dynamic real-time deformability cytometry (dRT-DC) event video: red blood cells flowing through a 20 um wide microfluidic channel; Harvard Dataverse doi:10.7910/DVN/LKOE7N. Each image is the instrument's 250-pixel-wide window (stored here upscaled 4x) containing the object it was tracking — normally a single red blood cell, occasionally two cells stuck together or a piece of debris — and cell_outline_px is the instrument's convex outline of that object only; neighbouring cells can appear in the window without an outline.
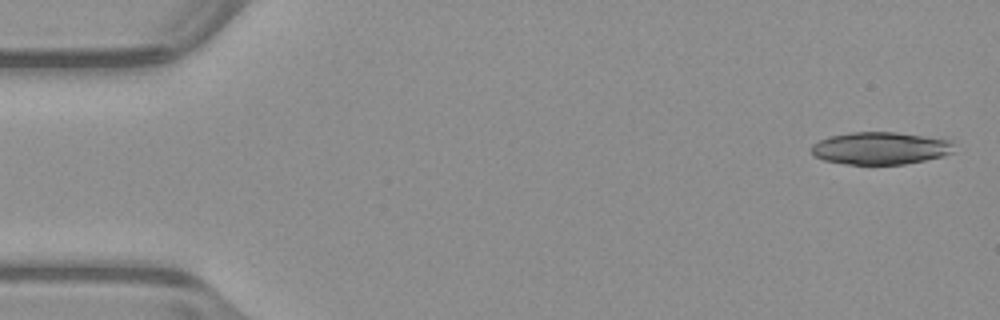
{"species": "common noctule bat (a hibernating species)", "species_latin": "Nyctalus noctula", "temperature_condition": "warm", "stored_images_in_passage": 50, "camera_frame_rate_fps": 3000, "um_per_image_px": 0.085, "animal": {"sex": "male", "body_mass_g": 23.1, "forearm_length_mm": 52.7}, "frame": {"image": 1, "passage_image": 1, "time_ms": 0.0, "image_size_px": [1000, 320], "cell_outline_px": [[952, 152], [944, 156], [904, 164], [848, 164], [824, 160], [812, 156], [812, 144], [828, 136], [848, 132], [896, 132], [952, 140]], "centroid_in_image_um": [74.8, 12.59], "position_along_channel_um": 10.2, "area_um2": 26.93}}
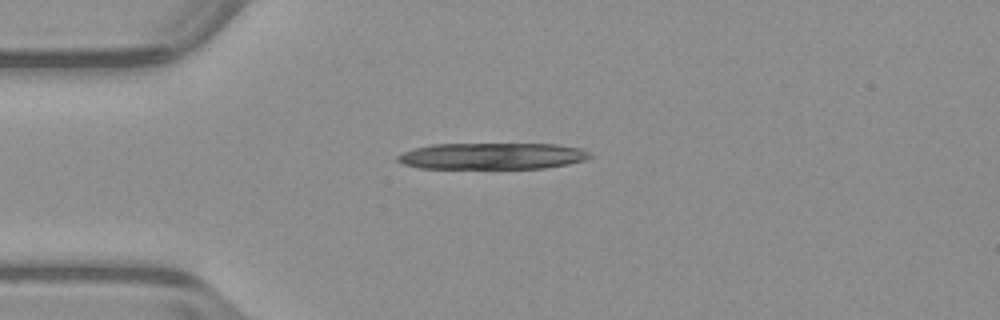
{"frame": {"image": 2, "passage_image": 12, "time_ms": 3.667, "image_size_px": [1000, 320], "cell_outline_px": [[592, 156], [588, 160], [548, 168], [420, 168], [404, 164], [396, 160], [396, 156], [412, 148], [432, 144], [560, 144], [580, 148], [592, 152]], "centroid_in_image_um": [41.89, 13.26], "position_along_channel_um": 43.1, "area_um2": 29.94}}
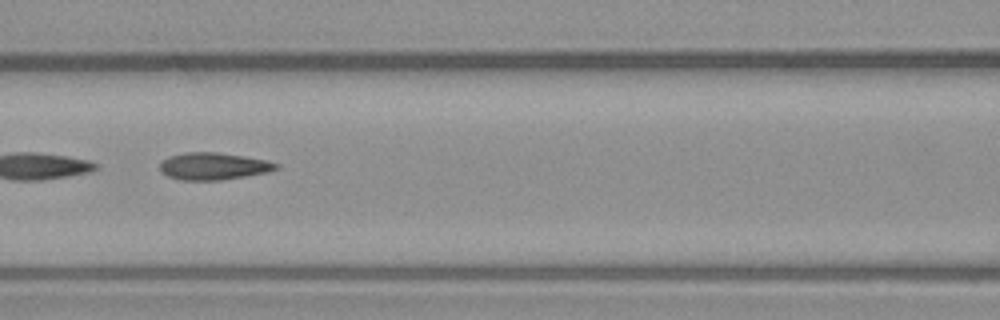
{"frame": {"image": 3, "passage_image": 22, "time_ms": 7.0, "image_size_px": [1000, 320], "cell_outline_px": [[280, 168], [268, 172], [220, 180], [180, 180], [168, 176], [160, 172], [160, 164], [168, 156], [184, 152], [216, 152], [244, 156], [268, 160], [280, 164]], "centroid_in_image_um": [18.15, 14.12], "position_along_channel_um": 148.4, "area_um2": 18.5}, "authors_computed_cell_mechanics": {"area_um2": 19.1607, "velocity_mm_per_s": 3.9665, "shape_relaxation_time_tau1_ms": null, "shape_relaxation_time_tau2_ms": 1.8299, "deformation_change_tau1": null, "deformation_change_tau2": 0.0954}}